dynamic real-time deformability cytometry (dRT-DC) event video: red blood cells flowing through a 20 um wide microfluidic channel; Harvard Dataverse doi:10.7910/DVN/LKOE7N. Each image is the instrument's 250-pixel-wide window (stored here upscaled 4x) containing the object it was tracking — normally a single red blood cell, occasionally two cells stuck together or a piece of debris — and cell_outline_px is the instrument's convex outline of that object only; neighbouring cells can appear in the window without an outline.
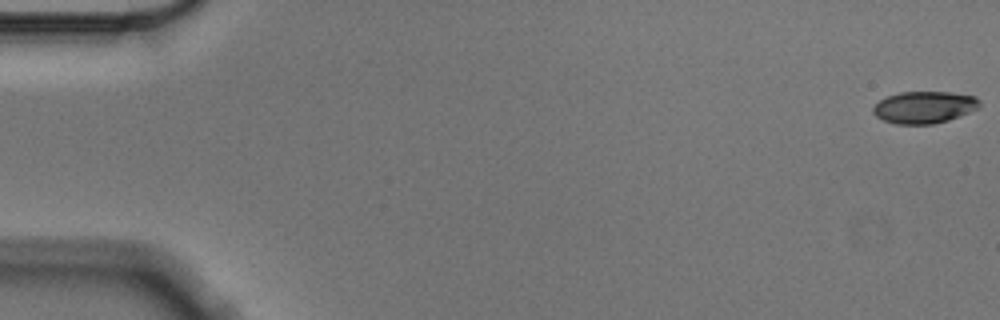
{"species": "Egyptian fruit bat (a non-hibernating species)", "species_latin": "Rousettus aegyptiacus", "temperature_condition": "cold", "stored_images_in_passage": 57, "camera_frame_rate_fps": 3000, "um_per_image_px": 0.085, "animal": {"sex": "male"}, "frame": {"image": 1, "passage_image": 1, "time_ms": 0.0, "image_size_px": [1000, 320], "cell_outline_px": [[980, 108], [960, 116], [948, 120], [932, 124], [896, 124], [884, 120], [876, 116], [872, 112], [872, 108], [880, 100], [888, 96], [900, 92], [952, 92], [976, 96], [980, 100]], "centroid_in_image_um": [78.59, 9.11], "position_along_channel_um": 6.4, "area_um2": 19.94}}
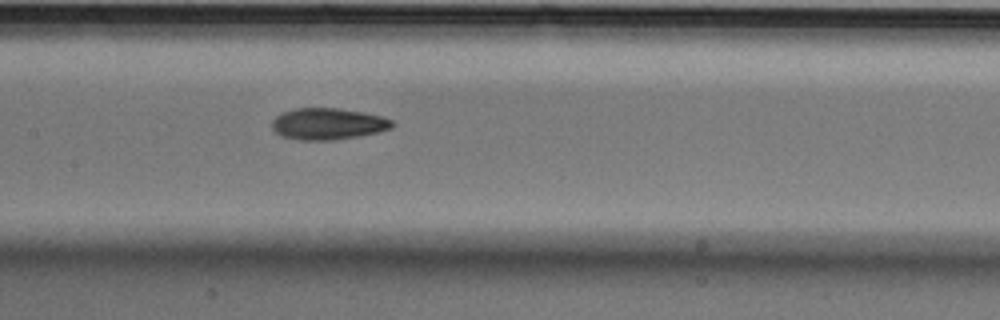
{"frame": {"image": 2, "passage_image": 28, "time_ms": 9.0, "image_size_px": [1000, 320], "cell_outline_px": [[396, 124], [392, 128], [376, 132], [356, 136], [332, 140], [300, 140], [280, 136], [272, 128], [272, 120], [280, 112], [292, 108], [336, 108], [364, 112], [380, 116], [392, 120]], "centroid_in_image_um": [27.83, 10.52], "position_along_channel_um": 179.6, "area_um2": 22.14}}
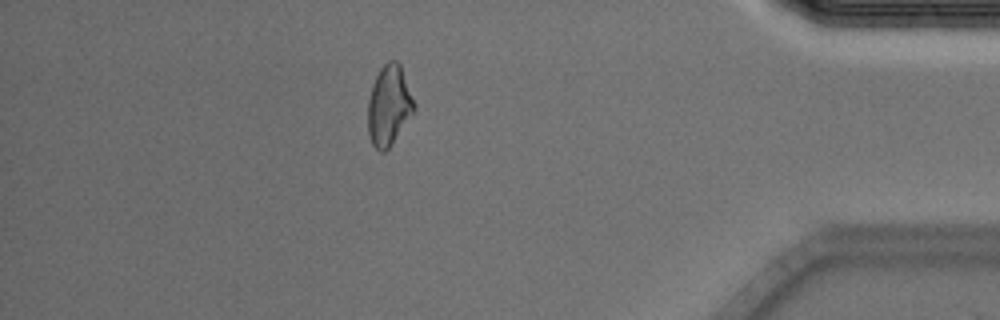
{"frame": {"image": 3, "passage_image": 50, "time_ms": 16.333, "image_size_px": [1000, 320], "cell_outline_px": [[416, 108], [388, 148], [384, 152], [380, 152], [372, 144], [368, 132], [368, 100], [372, 84], [380, 68], [388, 60], [396, 60], [400, 64], [416, 104]], "centroid_in_image_um": [33.05, 8.94], "position_along_channel_um": 402.1, "area_um2": 21.44}, "authors_computed_cell_mechanics": {"area_um2": 21.4438, "velocity_mm_per_s": 3.5611, "shape_relaxation_time_tau1_ms": 5.2816, "shape_relaxation_time_tau2_ms": 3.2653, "deformation_change_tau1": 0.1302, "deformation_change_tau2": 0.096}}